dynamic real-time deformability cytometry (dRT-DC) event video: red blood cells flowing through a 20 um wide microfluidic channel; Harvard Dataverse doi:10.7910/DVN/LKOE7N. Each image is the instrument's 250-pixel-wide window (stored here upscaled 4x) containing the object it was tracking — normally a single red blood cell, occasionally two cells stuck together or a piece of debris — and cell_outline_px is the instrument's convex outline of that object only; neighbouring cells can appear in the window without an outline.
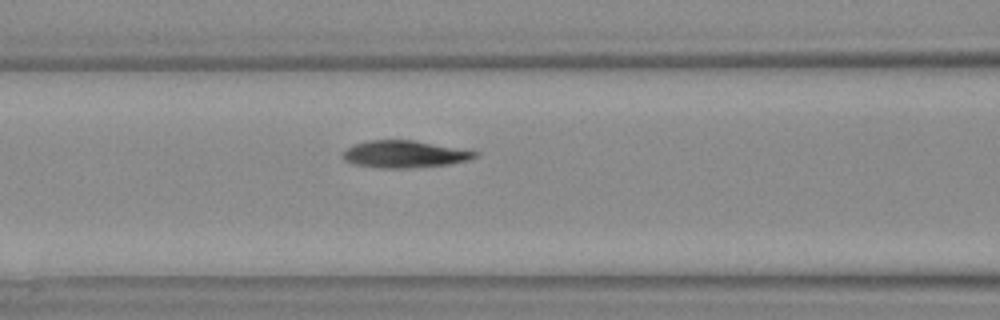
{"species": "Egyptian fruit bat (a non-hibernating species)", "species_latin": "Rousettus aegyptiacus", "temperature_condition": "warm", "stored_images_in_passage": 4, "camera_frame_rate_fps": 3000, "um_per_image_px": 0.085, "animal": {"sex": "female"}, "frame": {"image": 1, "passage_image": 3, "time_ms": 2.333, "image_size_px": [1000, 320], "cell_outline_px": [[480, 156], [468, 160], [448, 164], [408, 168], [380, 168], [356, 164], [344, 160], [340, 156], [348, 148], [356, 144], [368, 140], [412, 140], [480, 152]], "centroid_in_image_um": [34.4, 13.11], "position_along_channel_um": 132.2, "area_um2": 20.69}}